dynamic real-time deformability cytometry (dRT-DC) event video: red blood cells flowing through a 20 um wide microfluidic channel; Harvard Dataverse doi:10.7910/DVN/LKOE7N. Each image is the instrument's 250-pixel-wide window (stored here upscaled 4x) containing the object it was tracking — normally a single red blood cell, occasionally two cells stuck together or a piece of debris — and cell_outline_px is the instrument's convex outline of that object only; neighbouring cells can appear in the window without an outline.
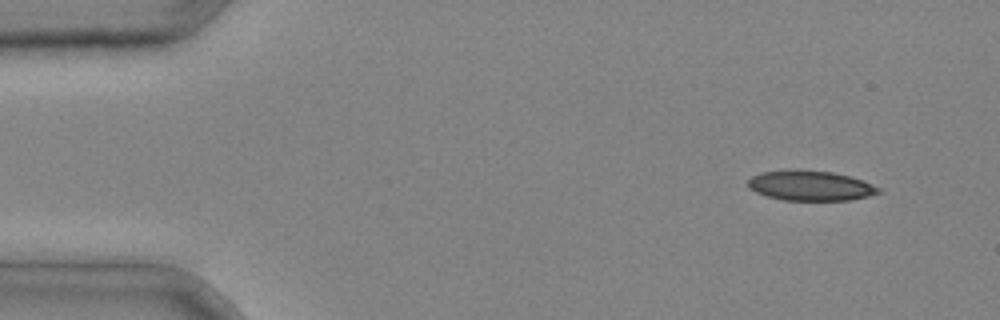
{"species": "common noctule bat (a hibernating species)", "species_latin": "Nyctalus noctula", "temperature_condition": "cold", "stored_images_in_passage": 3, "camera_frame_rate_fps": 3000, "um_per_image_px": 0.085, "animal": {"sex": "male", "body_mass_g": 20.4}, "frame": {"image": 1, "passage_image": 1, "time_ms": 0.0, "image_size_px": [1000, 320], "cell_outline_px": [[880, 192], [868, 196], [848, 200], [784, 200], [764, 196], [748, 188], [748, 180], [752, 176], [760, 172], [792, 168], [800, 168], [832, 172], [848, 176], [860, 180], [880, 188]], "centroid_in_image_um": [68.79, 15.76], "position_along_channel_um": 16.2, "area_um2": 23.06}}